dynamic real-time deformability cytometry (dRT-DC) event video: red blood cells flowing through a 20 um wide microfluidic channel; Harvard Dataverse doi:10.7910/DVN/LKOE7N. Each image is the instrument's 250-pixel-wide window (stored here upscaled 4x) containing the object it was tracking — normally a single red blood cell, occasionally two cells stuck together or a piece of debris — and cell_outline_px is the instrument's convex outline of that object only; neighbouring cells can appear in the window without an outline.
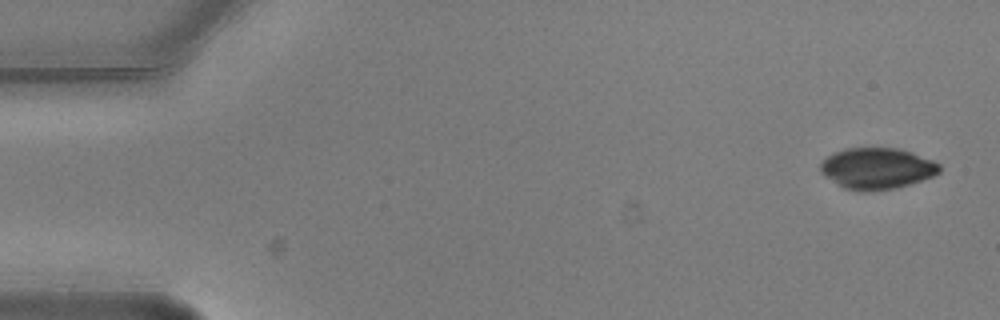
{"species": "common noctule bat (a hibernating species)", "species_latin": "Nyctalus noctula", "temperature_condition": "warm", "stored_images_in_passage": 5, "camera_frame_rate_fps": 3000, "um_per_image_px": 0.085, "animal": {"sex": "male", "body_mass_g": 20.5, "forearm_length_mm": 52.5}, "frame": {"image": 1, "passage_image": 1, "time_ms": 0.0, "image_size_px": [1000, 320], "cell_outline_px": [[940, 172], [932, 176], [896, 188], [868, 192], [860, 192], [844, 188], [824, 176], [820, 172], [820, 164], [828, 156], [844, 148], [900, 148], [912, 152], [932, 160], [940, 164]], "centroid_in_image_um": [74.53, 14.32], "position_along_channel_um": 10.5, "area_um2": 28.61}}